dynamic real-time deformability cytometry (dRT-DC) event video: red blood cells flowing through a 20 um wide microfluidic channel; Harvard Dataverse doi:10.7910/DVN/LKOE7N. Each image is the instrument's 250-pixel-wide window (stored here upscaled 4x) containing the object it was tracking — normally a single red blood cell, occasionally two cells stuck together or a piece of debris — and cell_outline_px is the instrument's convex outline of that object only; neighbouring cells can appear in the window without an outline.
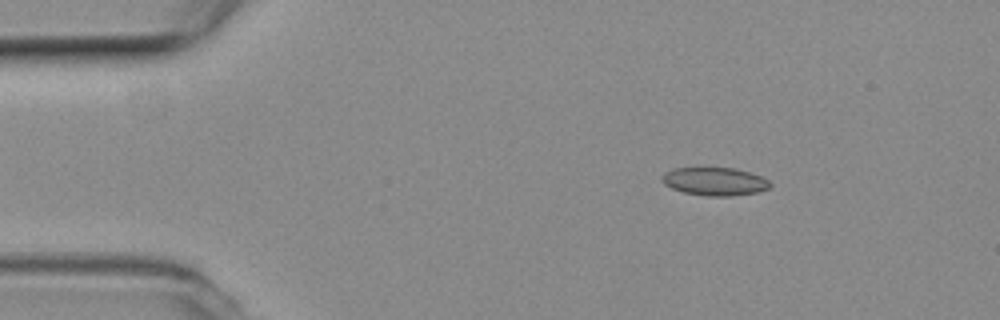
{"species": "common noctule bat (a hibernating species)", "species_latin": "Nyctalus noctula", "temperature_condition": "room temperature", "stored_images_in_passage": 20, "camera_frame_rate_fps": 3000, "um_per_image_px": 0.085, "animal": {"sex": "female", "body_mass_g": 19.3, "forearm_length_mm": 54.1}, "frame": {"image": 1, "passage_image": 7, "time_ms": 2.0, "image_size_px": [1000, 320], "cell_outline_px": [[772, 184], [768, 188], [760, 192], [732, 196], [704, 196], [684, 192], [672, 188], [664, 184], [660, 180], [660, 176], [664, 172], [672, 168], [732, 168], [748, 172], [760, 176], [768, 180]], "centroid_in_image_um": [60.72, 15.43], "position_along_channel_um": 24.3, "area_um2": 17.8}}
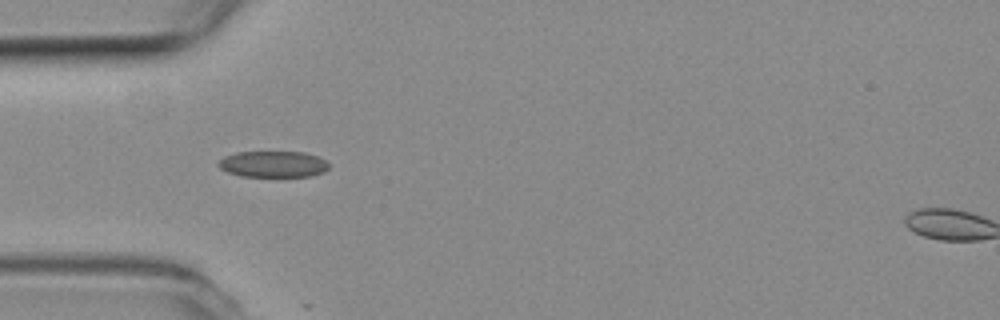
{"frame": {"image": 2, "passage_image": 15, "time_ms": 4.667, "image_size_px": [1000, 320], "cell_outline_px": [[328, 168], [324, 172], [312, 176], [240, 176], [228, 172], [220, 168], [216, 164], [224, 156], [236, 152], [304, 152], [316, 156], [324, 160], [328, 164]], "centroid_in_image_um": [23.19, 13.95], "position_along_channel_um": 61.8, "area_um2": 16.82}}